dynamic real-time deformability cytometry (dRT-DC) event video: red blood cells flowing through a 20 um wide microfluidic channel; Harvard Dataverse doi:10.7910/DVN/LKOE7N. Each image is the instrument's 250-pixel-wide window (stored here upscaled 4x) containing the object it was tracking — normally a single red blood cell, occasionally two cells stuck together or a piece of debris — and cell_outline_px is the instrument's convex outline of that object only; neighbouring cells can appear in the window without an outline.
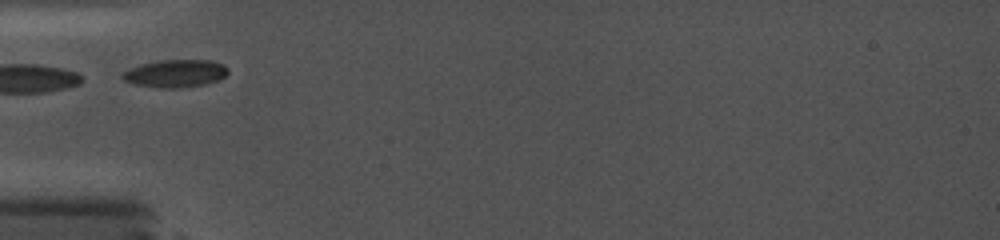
{"species": "common noctule bat (a hibernating species)", "species_latin": "Nyctalus noctula", "temperature_condition": "cold", "stored_images_in_passage": 17, "camera_frame_rate_fps": 5000, "um_per_image_px": 0.085, "animal": {"sex": "female", "body_mass_g": 19.0, "forearm_length_mm": 56.7}, "frame": {"image": 1, "passage_image": 1, "time_ms": 0.0, "image_size_px": [1000, 240], "cell_outline_px": [[228, 72], [220, 80], [204, 84], [180, 88], [160, 88], [136, 84], [124, 80], [120, 76], [124, 72], [140, 64], [160, 60], [212, 60], [224, 64], [228, 68]], "centroid_in_image_um": [14.95, 6.24], "position_along_channel_um": 70.1, "area_um2": 16.99}}
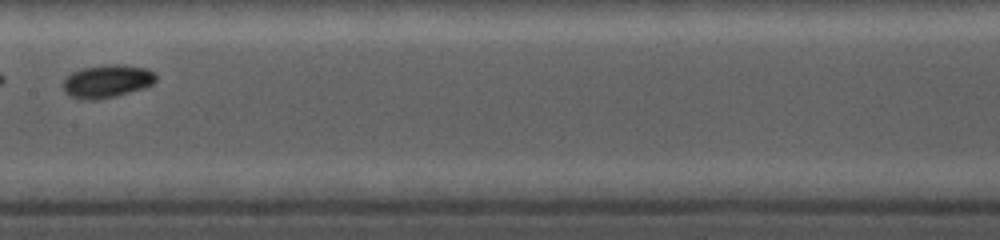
{"frame": {"image": 2, "passage_image": 6, "time_ms": 3.4, "image_size_px": [1000, 240], "cell_outline_px": [[156, 80], [152, 84], [144, 88], [96, 100], [80, 100], [68, 96], [64, 92], [64, 80], [72, 72], [84, 68], [108, 64], [124, 64], [144, 68], [156, 72]], "centroid_in_image_um": [9.1, 6.9], "position_along_channel_um": 198.3, "area_um2": 17.8}}